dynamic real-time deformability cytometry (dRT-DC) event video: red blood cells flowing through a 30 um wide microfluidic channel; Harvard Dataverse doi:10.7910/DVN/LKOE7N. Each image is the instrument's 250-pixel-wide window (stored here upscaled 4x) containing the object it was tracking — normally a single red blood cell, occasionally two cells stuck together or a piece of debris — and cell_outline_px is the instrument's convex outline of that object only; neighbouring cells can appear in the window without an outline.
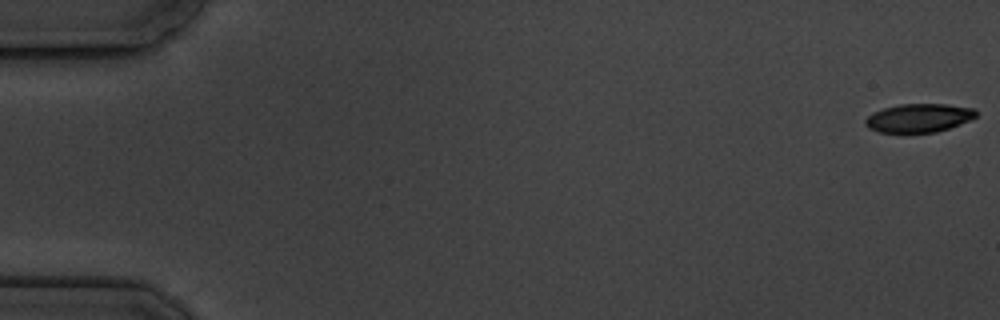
{"species": "common noctule bat (a hibernating species)", "species_latin": "Nyctalus noctula", "temperature_condition": "cold", "stored_images_in_passage": 17, "camera_frame_rate_fps": 3000, "um_per_image_px": 0.085, "animal": {"sex": "male", "body_mass_g": 19.5, "forearm_length_mm": 54.6}, "frame": {"image": 1, "passage_image": 1, "time_ms": 0.0, "image_size_px": [1000, 320], "cell_outline_px": [[976, 116], [960, 124], [936, 132], [880, 132], [868, 128], [864, 124], [864, 120], [872, 112], [884, 108], [900, 104], [948, 104], [976, 108]], "centroid_in_image_um": [78.08, 10.01], "position_along_channel_um": 6.9, "area_um2": 18.38}}
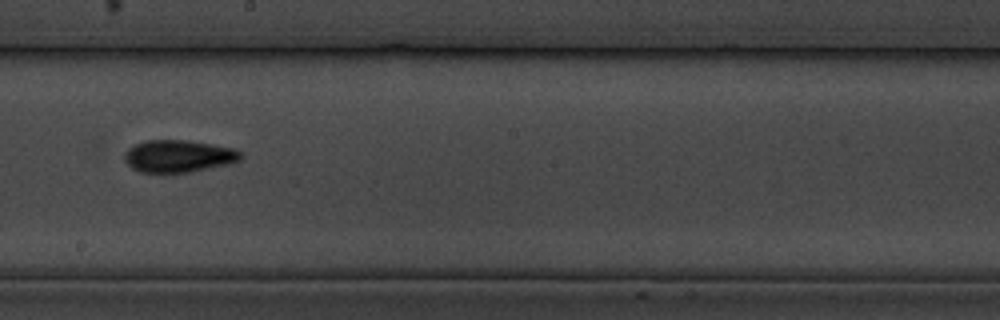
{"frame": {"image": 2, "passage_image": 10, "time_ms": 10.667, "image_size_px": [1000, 320], "cell_outline_px": [[244, 156], [240, 160], [232, 164], [192, 172], [168, 176], [140, 172], [132, 168], [124, 160], [124, 152], [132, 144], [144, 140], [188, 140], [236, 148]], "centroid_in_image_um": [15.16, 13.31], "position_along_channel_um": 233.0, "area_um2": 23.06}}
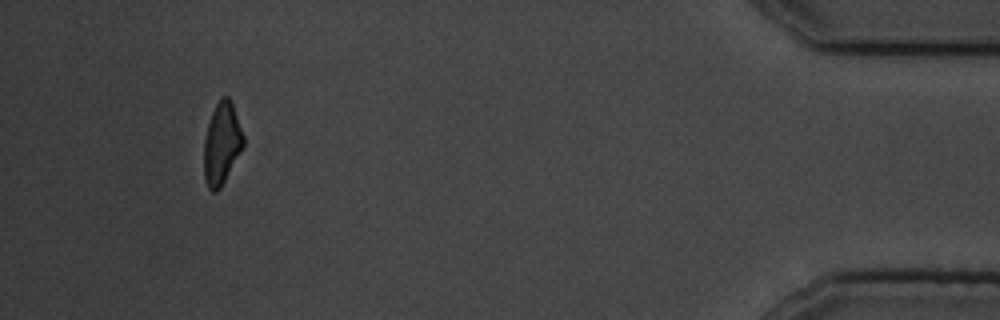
{"frame": {"image": 3, "passage_image": 16, "time_ms": 17.667, "image_size_px": [1000, 320], "cell_outline_px": [[244, 148], [220, 188], [216, 192], [212, 192], [208, 188], [204, 180], [204, 140], [208, 124], [212, 112], [220, 96], [228, 96], [232, 100], [244, 136]], "centroid_in_image_um": [18.86, 12.19], "position_along_channel_um": 416.3, "area_um2": 19.13}, "authors_computed_cell_mechanics": {"area_um2": 20.1144, "velocity_mm_per_s": 3.5499, "shape_relaxation_time_tau1_ms": 3.9393, "shape_relaxation_time_tau2_ms": 5.4745, "deformation_change_tau1": 0.1159, "deformation_change_tau2": 0.1174}}